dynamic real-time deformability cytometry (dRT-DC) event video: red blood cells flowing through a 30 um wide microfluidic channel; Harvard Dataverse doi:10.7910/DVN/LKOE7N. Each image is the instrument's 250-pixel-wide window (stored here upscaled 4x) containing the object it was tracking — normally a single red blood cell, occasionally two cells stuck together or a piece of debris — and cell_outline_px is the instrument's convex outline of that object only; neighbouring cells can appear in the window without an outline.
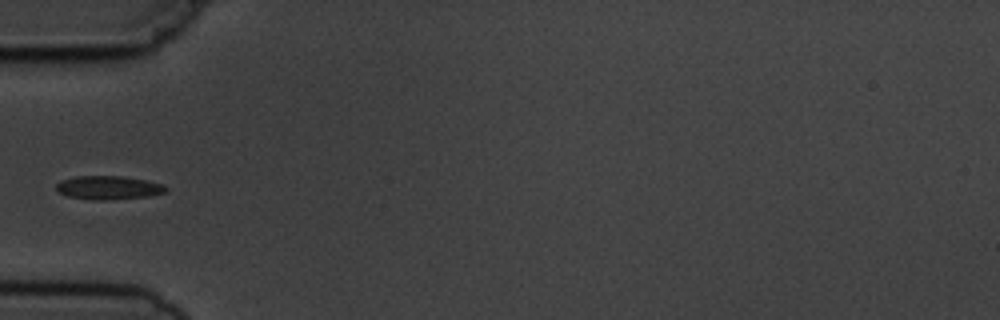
{"species": "common noctule bat (a hibernating species)", "species_latin": "Nyctalus noctula", "temperature_condition": "cold", "stored_images_in_passage": 8, "camera_frame_rate_fps": 3000, "um_per_image_px": 0.085, "animal": {"sex": "male", "body_mass_g": 19.5, "forearm_length_mm": 54.6}, "frame": {"image": 1, "passage_image": 4, "time_ms": 4.667, "image_size_px": [1000, 320], "cell_outline_px": [[168, 192], [148, 196], [112, 200], [92, 200], [68, 196], [60, 192], [56, 188], [56, 184], [64, 180], [76, 176], [120, 176], [144, 180], [164, 184], [168, 188]], "centroid_in_image_um": [9.27, 15.96], "position_along_channel_um": 75.7, "area_um2": 15.03}}
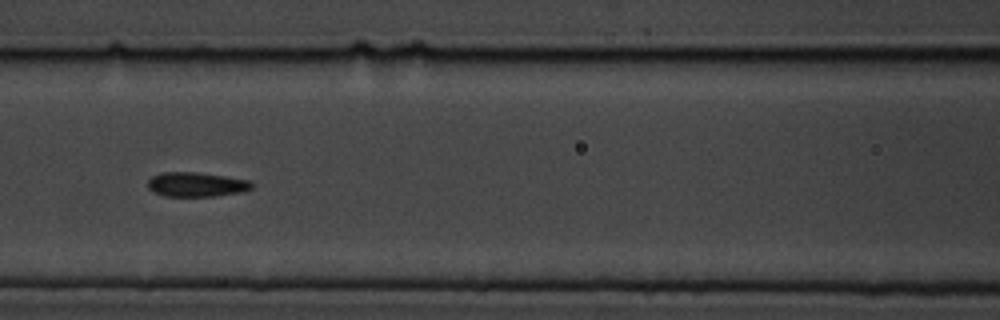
{"frame": {"image": 2, "passage_image": 6, "time_ms": 6.667, "image_size_px": [1000, 320], "cell_outline_px": [[252, 188], [240, 192], [212, 196], [164, 196], [152, 192], [148, 188], [148, 180], [152, 176], [164, 172], [196, 172], [224, 176], [248, 180], [252, 184]], "centroid_in_image_um": [16.63, 15.68], "position_along_channel_um": 150.0, "area_um2": 14.68}}
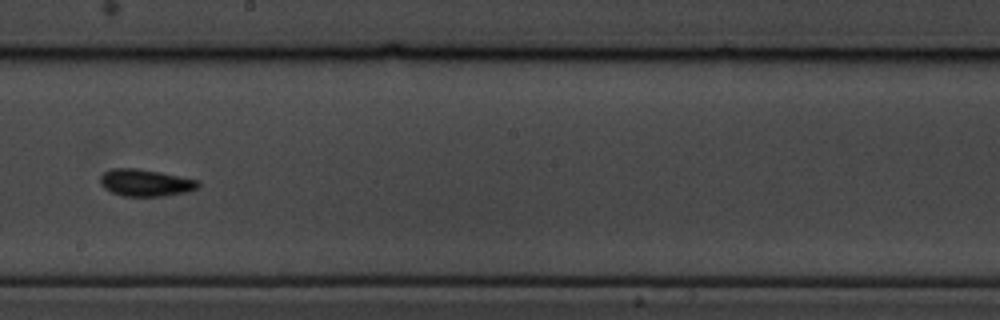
{"frame": {"image": 3, "passage_image": 8, "time_ms": 9.0, "image_size_px": [1000, 320], "cell_outline_px": [[200, 188], [188, 192], [164, 196], [120, 196], [104, 188], [100, 184], [100, 176], [104, 172], [112, 168], [136, 168], [160, 172], [200, 180]], "centroid_in_image_um": [12.4, 15.54], "position_along_channel_um": 235.8, "area_um2": 15.66}}